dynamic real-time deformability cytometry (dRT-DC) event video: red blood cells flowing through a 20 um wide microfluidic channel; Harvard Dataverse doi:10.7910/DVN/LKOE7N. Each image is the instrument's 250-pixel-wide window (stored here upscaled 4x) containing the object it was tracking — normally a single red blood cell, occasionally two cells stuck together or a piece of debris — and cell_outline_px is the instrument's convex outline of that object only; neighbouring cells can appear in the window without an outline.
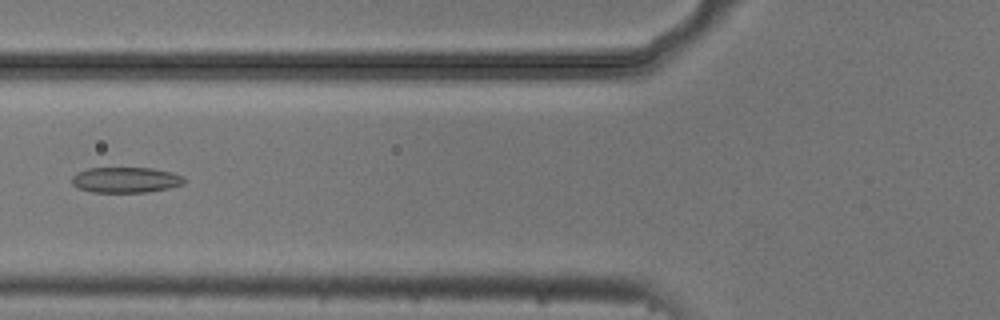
{"species": "common noctule bat (a hibernating species)", "species_latin": "Nyctalus noctula", "temperature_condition": "cold", "stored_images_in_passage": 6, "camera_frame_rate_fps": 3000, "um_per_image_px": 0.085, "animal": {"sex": "male", "body_mass_g": 20.5, "forearm_length_mm": 52.5}, "frame": {"image": 1, "passage_image": 5, "time_ms": 1.333, "image_size_px": [1000, 320], "cell_outline_px": [[184, 184], [168, 188], [148, 192], [92, 192], [80, 188], [72, 184], [72, 176], [76, 172], [88, 168], [152, 168], [172, 172], [184, 176]], "centroid_in_image_um": [10.69, 15.28], "position_along_channel_um": 115.1, "area_um2": 16.76}}
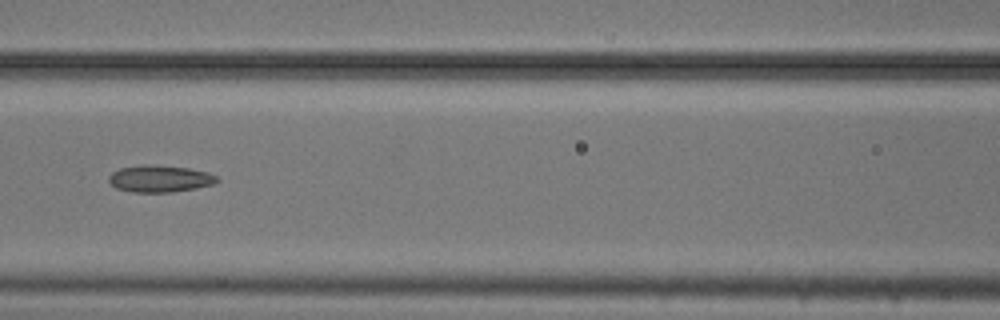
{"frame": {"image": 2, "passage_image": 6, "time_ms": 1.667, "image_size_px": [1000, 320], "cell_outline_px": [[220, 180], [212, 184], [196, 188], [172, 192], [132, 192], [116, 188], [108, 180], [108, 176], [112, 172], [120, 168], [144, 164], [148, 164], [188, 168], [208, 172], [216, 176]], "centroid_in_image_um": [13.57, 15.19], "position_along_channel_um": 153.0, "area_um2": 16.94}}